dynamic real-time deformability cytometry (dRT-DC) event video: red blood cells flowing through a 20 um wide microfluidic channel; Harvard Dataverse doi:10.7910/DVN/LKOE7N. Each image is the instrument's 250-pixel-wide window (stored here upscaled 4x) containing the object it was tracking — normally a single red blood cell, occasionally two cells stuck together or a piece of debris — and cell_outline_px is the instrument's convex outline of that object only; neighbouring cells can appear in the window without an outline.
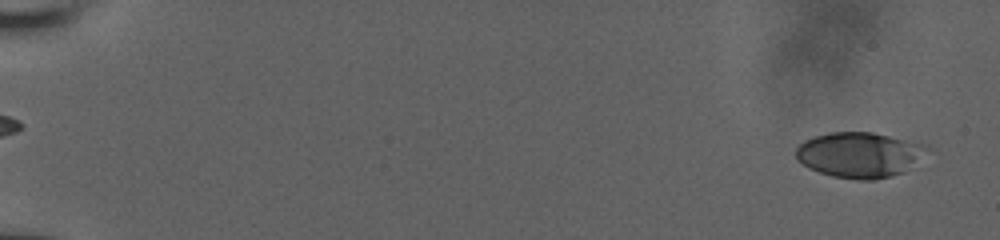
{"species": "human", "species_latin": "Homo sapiens", "temperature_condition": "room temperature", "stored_images_in_passage": 15, "camera_frame_rate_fps": 3000, "um_per_image_px": 0.085, "donor": {"sex": "male"}, "frame": {"image": 1, "passage_image": 1, "time_ms": 0.0, "image_size_px": [1000, 240], "cell_outline_px": [[928, 148], [904, 172], [892, 176], [872, 180], [856, 180], [832, 176], [808, 168], [796, 160], [796, 148], [804, 140], [816, 136], [832, 132], [872, 132], [928, 144]], "centroid_in_image_um": [73.01, 13.16], "position_along_channel_um": 12.0, "area_um2": 34.51}}
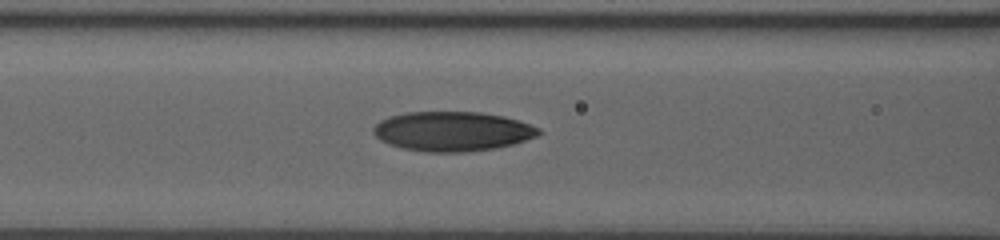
{"frame": {"image": 2, "passage_image": 11, "time_ms": 8.0, "image_size_px": [1000, 240], "cell_outline_px": [[544, 132], [536, 136], [512, 144], [496, 148], [468, 152], [428, 152], [404, 148], [388, 144], [380, 140], [372, 132], [372, 128], [380, 120], [404, 112], [480, 112], [504, 116], [540, 128]], "centroid_in_image_um": [38.44, 11.16], "position_along_channel_um": 128.2, "area_um2": 38.09}}
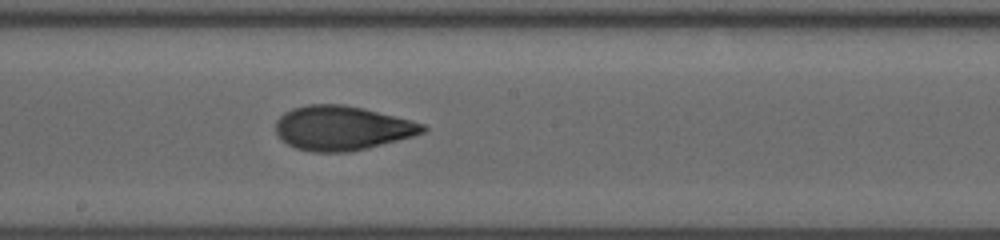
{"frame": {"image": 3, "passage_image": 15, "time_ms": 10.333, "image_size_px": [1000, 240], "cell_outline_px": [[428, 128], [424, 132], [412, 136], [368, 148], [348, 152], [312, 152], [296, 148], [280, 140], [276, 136], [276, 120], [284, 112], [292, 108], [308, 104], [340, 104], [364, 108], [424, 124]], "centroid_in_image_um": [29.02, 10.89], "position_along_channel_um": 219.2, "area_um2": 38.03}}